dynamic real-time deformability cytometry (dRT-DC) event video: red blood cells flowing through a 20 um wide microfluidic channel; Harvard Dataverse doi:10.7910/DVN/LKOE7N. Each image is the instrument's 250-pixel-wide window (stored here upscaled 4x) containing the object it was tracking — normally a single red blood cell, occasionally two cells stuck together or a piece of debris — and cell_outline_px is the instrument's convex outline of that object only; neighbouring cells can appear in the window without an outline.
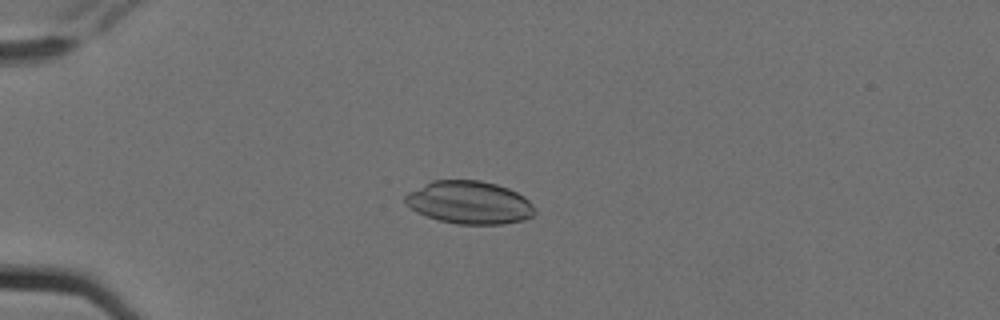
{"species": "Egyptian fruit bat (a non-hibernating species)", "species_latin": "Rousettus aegyptiacus", "temperature_condition": "cold", "stored_images_in_passage": 7, "camera_frame_rate_fps": 3000, "um_per_image_px": 0.085, "animal": {"sex": "female"}, "frame": {"image": 1, "passage_image": 5, "time_ms": 1.333, "image_size_px": [1000, 320], "cell_outline_px": [[536, 212], [532, 216], [524, 220], [504, 224], [456, 224], [440, 220], [416, 212], [404, 200], [404, 196], [408, 192], [432, 180], [480, 180], [496, 184], [508, 188], [524, 196], [536, 208]], "centroid_in_image_um": [39.92, 17.21], "position_along_channel_um": 45.1, "area_um2": 32.37}}